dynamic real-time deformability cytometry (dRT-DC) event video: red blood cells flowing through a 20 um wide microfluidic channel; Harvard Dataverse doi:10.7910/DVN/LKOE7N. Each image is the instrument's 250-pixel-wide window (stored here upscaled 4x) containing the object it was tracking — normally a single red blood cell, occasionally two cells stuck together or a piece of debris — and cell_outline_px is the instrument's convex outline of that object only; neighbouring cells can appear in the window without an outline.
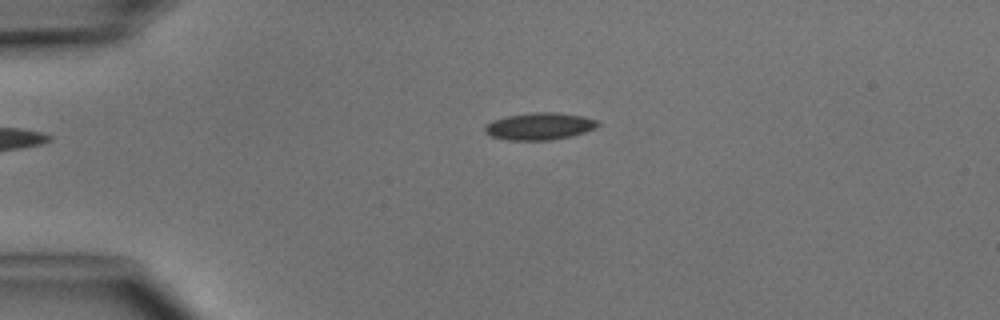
{"species": "common noctule bat (a hibernating species)", "species_latin": "Nyctalus noctula", "temperature_condition": "cold", "stored_images_in_passage": 5, "camera_frame_rate_fps": 3000, "um_per_image_px": 0.085, "animal": {"sex": "male", "body_mass_g": 15.6}, "frame": {"image": 1, "passage_image": 4, "time_ms": 3.667, "image_size_px": [1000, 320], "cell_outline_px": [[600, 124], [596, 128], [572, 136], [548, 140], [508, 140], [492, 136], [484, 132], [484, 128], [492, 120], [508, 116], [532, 112], [556, 112], [580, 116], [596, 120]], "centroid_in_image_um": [45.85, 10.73], "position_along_channel_um": 39.1, "area_um2": 17.69}}